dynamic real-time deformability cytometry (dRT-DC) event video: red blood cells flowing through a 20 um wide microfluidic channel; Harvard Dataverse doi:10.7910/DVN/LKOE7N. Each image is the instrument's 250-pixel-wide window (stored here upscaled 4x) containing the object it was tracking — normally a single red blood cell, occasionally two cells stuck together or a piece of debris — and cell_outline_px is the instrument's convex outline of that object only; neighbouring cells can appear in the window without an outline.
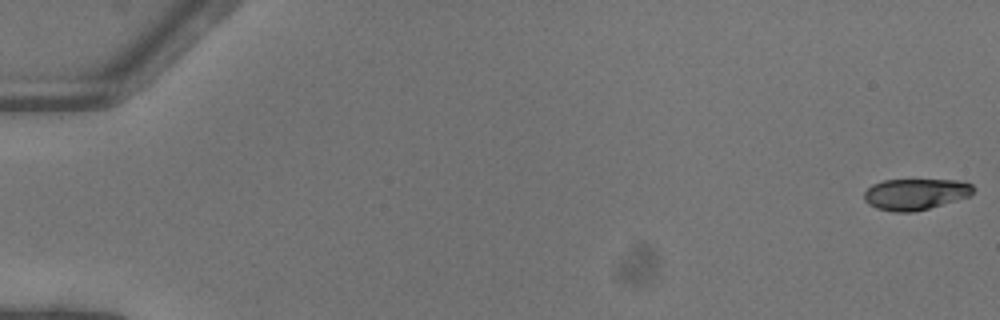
{"species": "common noctule bat (a hibernating species)", "species_latin": "Nyctalus noctula", "temperature_condition": "warm", "stored_images_in_passage": 52, "camera_frame_rate_fps": 3000, "um_per_image_px": 0.085, "animal": {"sex": "female"}, "frame": {"image": 1, "passage_image": 1, "time_ms": 0.0, "image_size_px": [1000, 320], "cell_outline_px": [[976, 188], [968, 196], [956, 200], [928, 208], [912, 212], [892, 212], [876, 208], [868, 204], [864, 200], [864, 192], [872, 184], [884, 180], [956, 180], [972, 184]], "centroid_in_image_um": [77.78, 16.5], "position_along_channel_um": 7.2, "area_um2": 19.77}}
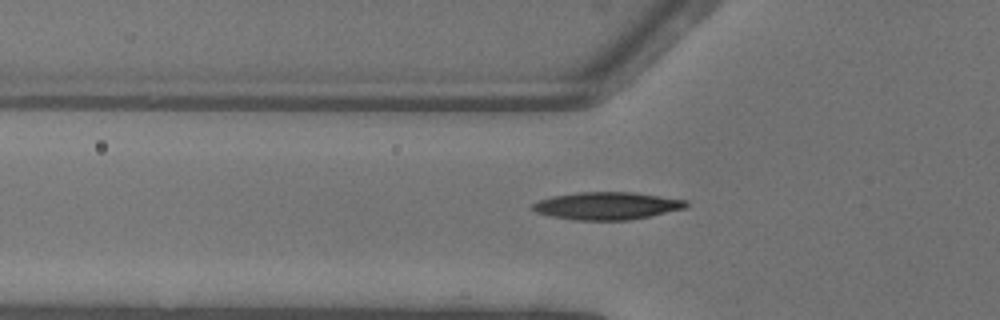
{"frame": {"image": 2, "passage_image": 19, "time_ms": 6.0, "image_size_px": [1000, 320], "cell_outline_px": [[688, 204], [684, 208], [648, 216], [628, 220], [576, 220], [552, 216], [536, 212], [532, 208], [532, 204], [536, 200], [552, 196], [580, 192], [632, 192], [688, 200]], "centroid_in_image_um": [51.56, 17.48], "position_along_channel_um": 74.2, "area_um2": 24.45}}
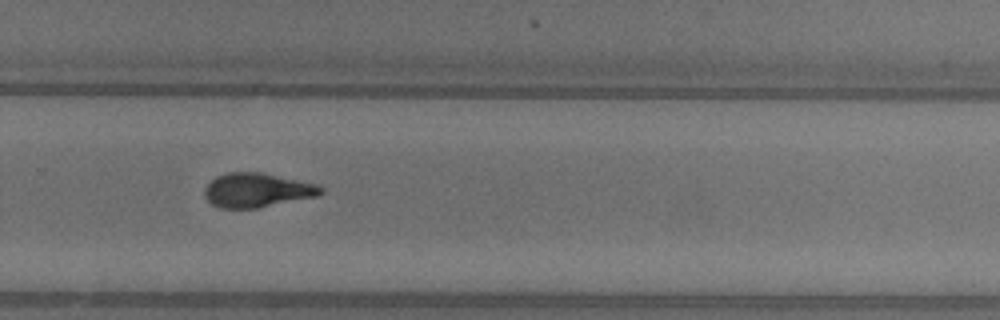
{"frame": {"image": 3, "passage_image": 36, "time_ms": 11.667, "image_size_px": [1000, 320], "cell_outline_px": [[324, 192], [320, 196], [256, 208], [220, 208], [212, 204], [204, 196], [204, 188], [216, 176], [228, 172], [260, 172], [316, 184], [324, 188]], "centroid_in_image_um": [21.86, 16.17], "position_along_channel_um": 307.9, "area_um2": 23.18}, "authors_computed_cell_mechanics": {"area_um2": 22.3686, "velocity_mm_per_s": 4.1158, "shape_relaxation_time_tau1_ms": 5.4588, "shape_relaxation_time_tau2_ms": 2.2173, "deformation_change_tau1": 0.1882, "deformation_change_tau2": 0.0938}}